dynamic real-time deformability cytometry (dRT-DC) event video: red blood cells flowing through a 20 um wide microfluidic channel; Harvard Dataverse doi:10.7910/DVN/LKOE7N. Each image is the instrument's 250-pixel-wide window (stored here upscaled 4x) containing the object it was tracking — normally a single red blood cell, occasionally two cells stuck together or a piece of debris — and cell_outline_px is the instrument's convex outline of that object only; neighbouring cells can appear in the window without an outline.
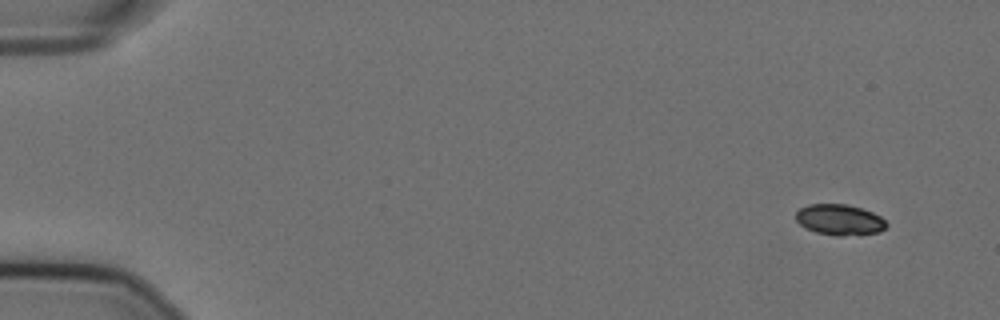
{"species": "Egyptian fruit bat (a non-hibernating species)", "species_latin": "Rousettus aegyptiacus", "temperature_condition": "cold", "stored_images_in_passage": 54, "camera_frame_rate_fps": 3000, "um_per_image_px": 0.085, "animal": {"sex": "female"}, "frame": {"image": 1, "passage_image": 1, "time_ms": 0.0, "image_size_px": [1000, 320], "cell_outline_px": [[888, 224], [880, 232], [860, 236], [836, 236], [816, 232], [804, 228], [796, 220], [796, 212], [800, 208], [808, 204], [848, 204], [872, 212], [880, 216]], "centroid_in_image_um": [71.37, 18.7], "position_along_channel_um": 13.6, "area_um2": 16.53}}
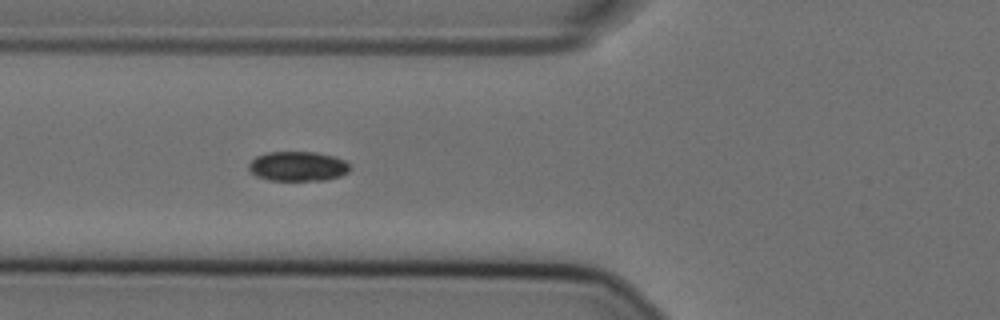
{"frame": {"image": 2, "passage_image": 19, "time_ms": 6.0, "image_size_px": [1000, 320], "cell_outline_px": [[352, 168], [348, 172], [340, 176], [324, 180], [268, 180], [256, 176], [248, 168], [248, 164], [256, 156], [268, 152], [316, 152], [332, 156], [344, 160]], "centroid_in_image_um": [25.31, 14.13], "position_along_channel_um": 100.5, "area_um2": 17.46}}
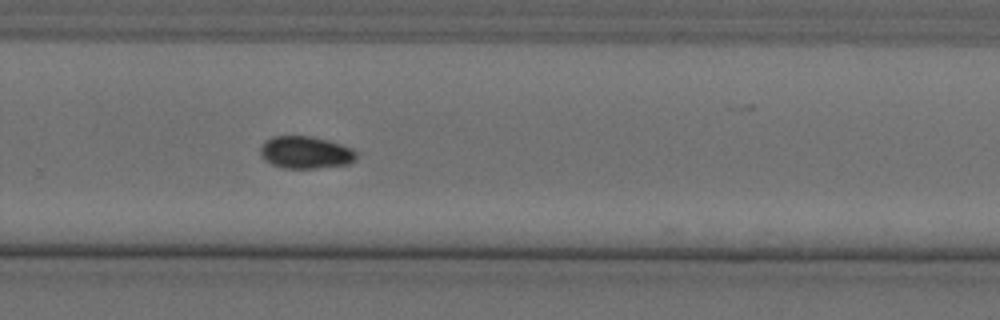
{"frame": {"image": 3, "passage_image": 36, "time_ms": 11.667, "image_size_px": [1000, 320], "cell_outline_px": [[356, 160], [348, 164], [316, 168], [284, 168], [272, 164], [264, 160], [260, 156], [260, 148], [264, 140], [272, 136], [312, 136], [328, 140], [352, 148], [356, 152]], "centroid_in_image_um": [25.95, 12.95], "position_along_channel_um": 303.9, "area_um2": 18.21}}